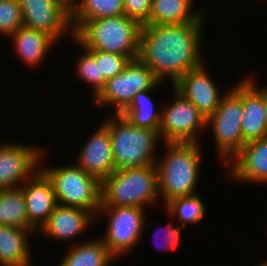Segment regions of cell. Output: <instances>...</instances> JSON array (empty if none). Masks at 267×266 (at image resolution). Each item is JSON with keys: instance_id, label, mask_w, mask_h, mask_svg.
I'll list each match as a JSON object with an SVG mask.
<instances>
[{"instance_id": "1", "label": "cell", "mask_w": 267, "mask_h": 266, "mask_svg": "<svg viewBox=\"0 0 267 266\" xmlns=\"http://www.w3.org/2000/svg\"><path fill=\"white\" fill-rule=\"evenodd\" d=\"M205 18L204 14L196 23L142 25L138 59L162 83L170 80L173 85L205 61L201 55Z\"/></svg>"}, {"instance_id": "2", "label": "cell", "mask_w": 267, "mask_h": 266, "mask_svg": "<svg viewBox=\"0 0 267 266\" xmlns=\"http://www.w3.org/2000/svg\"><path fill=\"white\" fill-rule=\"evenodd\" d=\"M166 153L156 160L159 196L164 205L182 196L197 194L202 152L200 143L166 142Z\"/></svg>"}, {"instance_id": "3", "label": "cell", "mask_w": 267, "mask_h": 266, "mask_svg": "<svg viewBox=\"0 0 267 266\" xmlns=\"http://www.w3.org/2000/svg\"><path fill=\"white\" fill-rule=\"evenodd\" d=\"M141 25L124 14L84 22L73 40L87 50L117 53L138 58Z\"/></svg>"}, {"instance_id": "4", "label": "cell", "mask_w": 267, "mask_h": 266, "mask_svg": "<svg viewBox=\"0 0 267 266\" xmlns=\"http://www.w3.org/2000/svg\"><path fill=\"white\" fill-rule=\"evenodd\" d=\"M102 124L109 130L116 170L155 164L159 131L133 126L120 114H111Z\"/></svg>"}, {"instance_id": "5", "label": "cell", "mask_w": 267, "mask_h": 266, "mask_svg": "<svg viewBox=\"0 0 267 266\" xmlns=\"http://www.w3.org/2000/svg\"><path fill=\"white\" fill-rule=\"evenodd\" d=\"M159 199L156 164L115 170L101 183V206L144 208Z\"/></svg>"}, {"instance_id": "6", "label": "cell", "mask_w": 267, "mask_h": 266, "mask_svg": "<svg viewBox=\"0 0 267 266\" xmlns=\"http://www.w3.org/2000/svg\"><path fill=\"white\" fill-rule=\"evenodd\" d=\"M52 166L40 170L51 181L57 204L81 208L96 217L101 206V182L75 163Z\"/></svg>"}, {"instance_id": "7", "label": "cell", "mask_w": 267, "mask_h": 266, "mask_svg": "<svg viewBox=\"0 0 267 266\" xmlns=\"http://www.w3.org/2000/svg\"><path fill=\"white\" fill-rule=\"evenodd\" d=\"M243 117L242 81L224 93L217 110L206 118V128L211 126L217 154L224 167L245 145L241 133Z\"/></svg>"}, {"instance_id": "8", "label": "cell", "mask_w": 267, "mask_h": 266, "mask_svg": "<svg viewBox=\"0 0 267 266\" xmlns=\"http://www.w3.org/2000/svg\"><path fill=\"white\" fill-rule=\"evenodd\" d=\"M144 210L135 206H100L96 219L103 213L109 218L106 233L100 238L115 258L134 251L142 239L147 223Z\"/></svg>"}, {"instance_id": "9", "label": "cell", "mask_w": 267, "mask_h": 266, "mask_svg": "<svg viewBox=\"0 0 267 266\" xmlns=\"http://www.w3.org/2000/svg\"><path fill=\"white\" fill-rule=\"evenodd\" d=\"M160 80L138 58L130 60L124 70L106 81L104 88L94 98L96 106L113 107L120 114L141 91L153 89Z\"/></svg>"}, {"instance_id": "10", "label": "cell", "mask_w": 267, "mask_h": 266, "mask_svg": "<svg viewBox=\"0 0 267 266\" xmlns=\"http://www.w3.org/2000/svg\"><path fill=\"white\" fill-rule=\"evenodd\" d=\"M174 98L161 110L159 133L163 143H200L206 117L174 88Z\"/></svg>"}, {"instance_id": "11", "label": "cell", "mask_w": 267, "mask_h": 266, "mask_svg": "<svg viewBox=\"0 0 267 266\" xmlns=\"http://www.w3.org/2000/svg\"><path fill=\"white\" fill-rule=\"evenodd\" d=\"M43 147L19 142L0 143V190L20 187L42 166Z\"/></svg>"}, {"instance_id": "12", "label": "cell", "mask_w": 267, "mask_h": 266, "mask_svg": "<svg viewBox=\"0 0 267 266\" xmlns=\"http://www.w3.org/2000/svg\"><path fill=\"white\" fill-rule=\"evenodd\" d=\"M23 25L52 36L73 38L70 8L62 0H19Z\"/></svg>"}, {"instance_id": "13", "label": "cell", "mask_w": 267, "mask_h": 266, "mask_svg": "<svg viewBox=\"0 0 267 266\" xmlns=\"http://www.w3.org/2000/svg\"><path fill=\"white\" fill-rule=\"evenodd\" d=\"M205 65L204 62L201 66L189 70L172 87L184 98L191 101L207 118L217 110L223 94L211 78Z\"/></svg>"}, {"instance_id": "14", "label": "cell", "mask_w": 267, "mask_h": 266, "mask_svg": "<svg viewBox=\"0 0 267 266\" xmlns=\"http://www.w3.org/2000/svg\"><path fill=\"white\" fill-rule=\"evenodd\" d=\"M75 161L77 166L101 183L116 170L110 133L103 124L86 141Z\"/></svg>"}, {"instance_id": "15", "label": "cell", "mask_w": 267, "mask_h": 266, "mask_svg": "<svg viewBox=\"0 0 267 266\" xmlns=\"http://www.w3.org/2000/svg\"><path fill=\"white\" fill-rule=\"evenodd\" d=\"M25 198L27 219L36 233L47 222L57 205L51 181L39 170L21 186Z\"/></svg>"}, {"instance_id": "16", "label": "cell", "mask_w": 267, "mask_h": 266, "mask_svg": "<svg viewBox=\"0 0 267 266\" xmlns=\"http://www.w3.org/2000/svg\"><path fill=\"white\" fill-rule=\"evenodd\" d=\"M238 182L267 184V137L245 143L225 166Z\"/></svg>"}, {"instance_id": "17", "label": "cell", "mask_w": 267, "mask_h": 266, "mask_svg": "<svg viewBox=\"0 0 267 266\" xmlns=\"http://www.w3.org/2000/svg\"><path fill=\"white\" fill-rule=\"evenodd\" d=\"M96 217L89 211L77 207L57 204L47 222L38 231L48 238L70 242L89 229Z\"/></svg>"}, {"instance_id": "18", "label": "cell", "mask_w": 267, "mask_h": 266, "mask_svg": "<svg viewBox=\"0 0 267 266\" xmlns=\"http://www.w3.org/2000/svg\"><path fill=\"white\" fill-rule=\"evenodd\" d=\"M243 117L241 133L244 143L267 137V110L261 93L247 80H242Z\"/></svg>"}, {"instance_id": "19", "label": "cell", "mask_w": 267, "mask_h": 266, "mask_svg": "<svg viewBox=\"0 0 267 266\" xmlns=\"http://www.w3.org/2000/svg\"><path fill=\"white\" fill-rule=\"evenodd\" d=\"M9 38H12V48L15 55L19 56L18 58L23 61L22 63L31 68L43 63L51 48L57 44V41L49 34L24 25Z\"/></svg>"}, {"instance_id": "20", "label": "cell", "mask_w": 267, "mask_h": 266, "mask_svg": "<svg viewBox=\"0 0 267 266\" xmlns=\"http://www.w3.org/2000/svg\"><path fill=\"white\" fill-rule=\"evenodd\" d=\"M32 233L37 234L27 228L0 225V266H32Z\"/></svg>"}, {"instance_id": "21", "label": "cell", "mask_w": 267, "mask_h": 266, "mask_svg": "<svg viewBox=\"0 0 267 266\" xmlns=\"http://www.w3.org/2000/svg\"><path fill=\"white\" fill-rule=\"evenodd\" d=\"M194 0H152L149 19L145 24L196 23L205 8L193 11Z\"/></svg>"}, {"instance_id": "22", "label": "cell", "mask_w": 267, "mask_h": 266, "mask_svg": "<svg viewBox=\"0 0 267 266\" xmlns=\"http://www.w3.org/2000/svg\"><path fill=\"white\" fill-rule=\"evenodd\" d=\"M74 244L58 266H111L116 259L100 237Z\"/></svg>"}, {"instance_id": "23", "label": "cell", "mask_w": 267, "mask_h": 266, "mask_svg": "<svg viewBox=\"0 0 267 266\" xmlns=\"http://www.w3.org/2000/svg\"><path fill=\"white\" fill-rule=\"evenodd\" d=\"M124 14L123 0H77L70 8L73 33L86 21Z\"/></svg>"}, {"instance_id": "24", "label": "cell", "mask_w": 267, "mask_h": 266, "mask_svg": "<svg viewBox=\"0 0 267 266\" xmlns=\"http://www.w3.org/2000/svg\"><path fill=\"white\" fill-rule=\"evenodd\" d=\"M160 84L161 81L151 90L138 92L120 115L126 118L133 126L159 131L162 112L161 110L160 112L156 110L149 94Z\"/></svg>"}, {"instance_id": "25", "label": "cell", "mask_w": 267, "mask_h": 266, "mask_svg": "<svg viewBox=\"0 0 267 266\" xmlns=\"http://www.w3.org/2000/svg\"><path fill=\"white\" fill-rule=\"evenodd\" d=\"M0 225L30 228L21 187L0 190Z\"/></svg>"}, {"instance_id": "26", "label": "cell", "mask_w": 267, "mask_h": 266, "mask_svg": "<svg viewBox=\"0 0 267 266\" xmlns=\"http://www.w3.org/2000/svg\"><path fill=\"white\" fill-rule=\"evenodd\" d=\"M164 206L170 218L176 217L181 221V227H185L188 223L196 225L206 215V204L198 194L174 198Z\"/></svg>"}, {"instance_id": "27", "label": "cell", "mask_w": 267, "mask_h": 266, "mask_svg": "<svg viewBox=\"0 0 267 266\" xmlns=\"http://www.w3.org/2000/svg\"><path fill=\"white\" fill-rule=\"evenodd\" d=\"M76 62L77 78L91 86V97L94 99L104 88L107 81L104 74H101L100 61H96V58L87 49L83 48V54L79 55Z\"/></svg>"}, {"instance_id": "28", "label": "cell", "mask_w": 267, "mask_h": 266, "mask_svg": "<svg viewBox=\"0 0 267 266\" xmlns=\"http://www.w3.org/2000/svg\"><path fill=\"white\" fill-rule=\"evenodd\" d=\"M23 26L19 0L0 1V33L9 37ZM0 34V35H1Z\"/></svg>"}, {"instance_id": "29", "label": "cell", "mask_w": 267, "mask_h": 266, "mask_svg": "<svg viewBox=\"0 0 267 266\" xmlns=\"http://www.w3.org/2000/svg\"><path fill=\"white\" fill-rule=\"evenodd\" d=\"M88 51L96 58V61H100L101 74H104L106 80L121 73L131 60L128 56L117 53L102 52L99 50Z\"/></svg>"}, {"instance_id": "30", "label": "cell", "mask_w": 267, "mask_h": 266, "mask_svg": "<svg viewBox=\"0 0 267 266\" xmlns=\"http://www.w3.org/2000/svg\"><path fill=\"white\" fill-rule=\"evenodd\" d=\"M124 15L144 25L150 15L152 0H123Z\"/></svg>"}, {"instance_id": "31", "label": "cell", "mask_w": 267, "mask_h": 266, "mask_svg": "<svg viewBox=\"0 0 267 266\" xmlns=\"http://www.w3.org/2000/svg\"><path fill=\"white\" fill-rule=\"evenodd\" d=\"M171 221V222H170ZM169 221V223H168V225L166 226V227H160V229L158 228V230L157 231H159L153 238H155V237H159V238H161V239H163L162 240V242H163V245L161 246L160 245V247H162L163 248V250L165 249L166 250V248L167 249H170V250H175L176 248H177V246L179 245V243H180V237H181V231H182V228L183 227H181V226H173V224H171L172 223V220H170ZM161 232H163L162 234H161ZM156 233V232H155ZM160 233V234H159ZM159 235V236H158ZM160 235H162V236H160ZM158 238V239H159ZM157 239V238H156ZM160 239V240H161ZM159 240V241H160ZM158 241V242H159ZM157 242V243H158ZM161 242V243H162ZM156 243V244H157ZM155 244V243H154ZM158 245H159V243H158ZM158 245H156V246H158ZM159 247V246H158ZM159 247V248H160Z\"/></svg>"}, {"instance_id": "32", "label": "cell", "mask_w": 267, "mask_h": 266, "mask_svg": "<svg viewBox=\"0 0 267 266\" xmlns=\"http://www.w3.org/2000/svg\"><path fill=\"white\" fill-rule=\"evenodd\" d=\"M246 79L261 93L267 110V86L260 88L259 85L257 87V83L255 82L256 80H254L252 77L247 76Z\"/></svg>"}, {"instance_id": "33", "label": "cell", "mask_w": 267, "mask_h": 266, "mask_svg": "<svg viewBox=\"0 0 267 266\" xmlns=\"http://www.w3.org/2000/svg\"><path fill=\"white\" fill-rule=\"evenodd\" d=\"M69 8H71L77 0H62Z\"/></svg>"}, {"instance_id": "34", "label": "cell", "mask_w": 267, "mask_h": 266, "mask_svg": "<svg viewBox=\"0 0 267 266\" xmlns=\"http://www.w3.org/2000/svg\"><path fill=\"white\" fill-rule=\"evenodd\" d=\"M255 266H267V260L263 261L260 264L255 265Z\"/></svg>"}]
</instances>
